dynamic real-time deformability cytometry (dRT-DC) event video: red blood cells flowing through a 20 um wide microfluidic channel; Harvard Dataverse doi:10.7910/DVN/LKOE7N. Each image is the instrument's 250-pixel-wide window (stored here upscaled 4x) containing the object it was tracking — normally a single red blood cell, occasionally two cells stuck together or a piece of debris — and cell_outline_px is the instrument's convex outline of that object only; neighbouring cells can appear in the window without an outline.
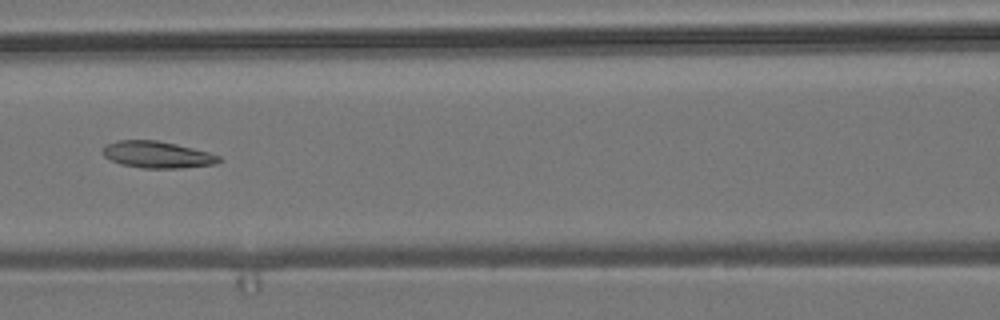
{"species": "common noctule bat (a hibernating species)", "species_latin": "Nyctalus noctula", "temperature_condition": "room temperature", "stored_images_in_passage": 11, "camera_frame_rate_fps": 3000, "um_per_image_px": 0.085, "animal": {"sex": "male", "body_mass_g": 19.2, "forearm_length_mm": 51.8}, "frame": {"image": 1, "passage_image": 8, "time_ms": 2.333, "image_size_px": [1000, 320], "cell_outline_px": [[224, 160], [216, 164], [180, 168], [144, 168], [120, 164], [104, 156], [104, 144], [116, 140], [156, 140], [176, 144], [208, 152], [220, 156]], "centroid_in_image_um": [13.38, 13.14], "position_along_channel_um": 153.2, "area_um2": 18.09}}
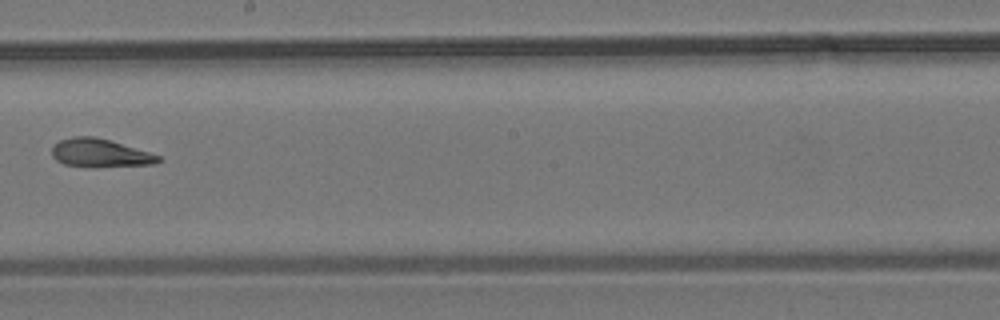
{"frame": {"image": 2, "passage_image": 10, "time_ms": 3.0, "image_size_px": [1000, 320], "cell_outline_px": [[164, 160], [152, 164], [96, 168], [92, 168], [64, 164], [56, 160], [52, 156], [52, 144], [60, 140], [72, 136], [96, 136], [112, 140], [160, 156]], "centroid_in_image_um": [8.48, 13.01], "position_along_channel_um": 239.7, "area_um2": 17.98}}
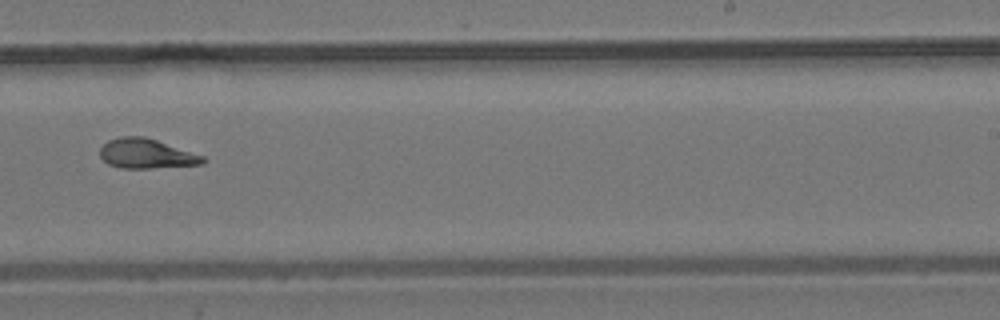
{"frame": {"image": 3, "passage_image": 11, "time_ms": 3.333, "image_size_px": [1000, 320], "cell_outline_px": [[208, 160], [204, 164], [152, 168], [120, 168], [108, 164], [100, 156], [100, 148], [108, 140], [120, 136], [144, 136], [204, 156]], "centroid_in_image_um": [12.44, 13.06], "position_along_channel_um": 276.6, "area_um2": 17.8}}